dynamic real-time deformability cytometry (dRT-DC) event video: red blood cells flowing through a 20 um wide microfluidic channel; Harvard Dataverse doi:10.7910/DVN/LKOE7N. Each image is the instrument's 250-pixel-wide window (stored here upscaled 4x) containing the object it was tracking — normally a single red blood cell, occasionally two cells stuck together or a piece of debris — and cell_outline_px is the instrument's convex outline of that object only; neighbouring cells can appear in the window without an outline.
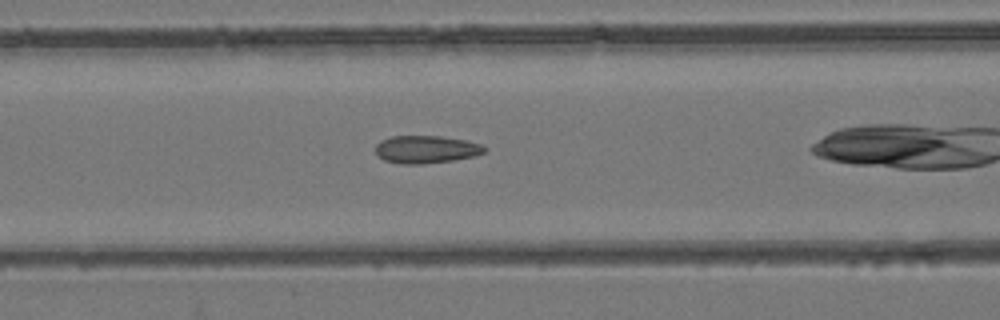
{"species": "common noctule bat (a hibernating species)", "species_latin": "Nyctalus noctula", "temperature_condition": "room temperature", "stored_images_in_passage": 38, "camera_frame_rate_fps": 3000, "um_per_image_px": 0.085, "animal": {"sex": "female", "body_mass_g": 24.6, "forearm_length_mm": 56.2}, "frame": {"image": 1, "passage_image": 18, "time_ms": 5.667, "image_size_px": [1000, 320], "cell_outline_px": [[488, 148], [484, 152], [476, 156], [452, 160], [420, 164], [404, 164], [384, 160], [376, 152], [376, 144], [380, 140], [392, 136], [440, 136], [468, 140], [480, 144]], "centroid_in_image_um": [36.25, 12.69], "position_along_channel_um": 130.4, "area_um2": 17.57}}
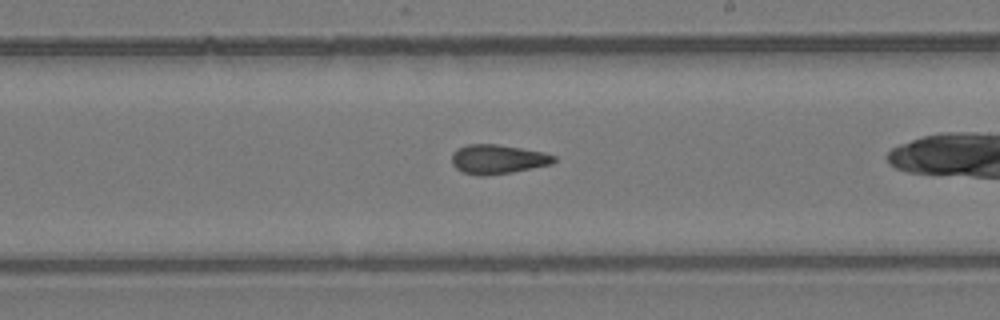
{"frame": {"image": 2, "passage_image": 27, "time_ms": 8.667, "image_size_px": [1000, 320], "cell_outline_px": [[556, 160], [552, 164], [512, 172], [488, 176], [480, 176], [464, 172], [456, 168], [452, 164], [452, 152], [456, 148], [468, 144], [496, 144], [544, 152], [556, 156]], "centroid_in_image_um": [42.3, 13.53], "position_along_channel_um": 246.7, "area_um2": 17.51}}
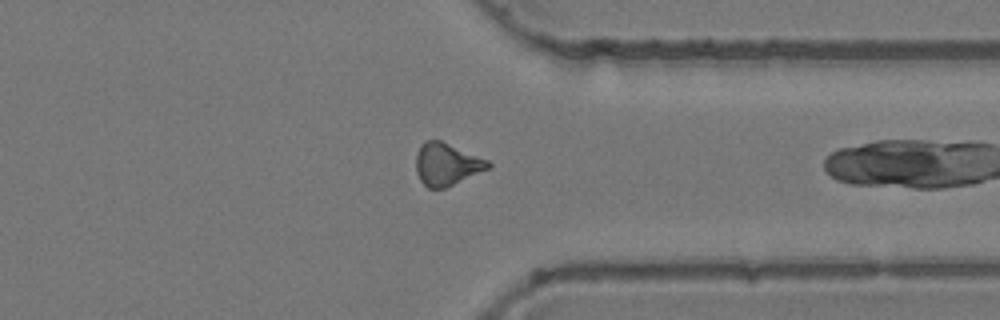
{"frame": {"image": 3, "passage_image": 37, "time_ms": 12.0, "image_size_px": [1000, 320], "cell_outline_px": [[492, 168], [444, 188], [428, 188], [420, 180], [416, 172], [416, 156], [420, 144], [424, 140], [440, 140], [488, 160], [492, 164]], "centroid_in_image_um": [37.97, 13.96], "position_along_channel_um": 373.4, "area_um2": 17.86}}